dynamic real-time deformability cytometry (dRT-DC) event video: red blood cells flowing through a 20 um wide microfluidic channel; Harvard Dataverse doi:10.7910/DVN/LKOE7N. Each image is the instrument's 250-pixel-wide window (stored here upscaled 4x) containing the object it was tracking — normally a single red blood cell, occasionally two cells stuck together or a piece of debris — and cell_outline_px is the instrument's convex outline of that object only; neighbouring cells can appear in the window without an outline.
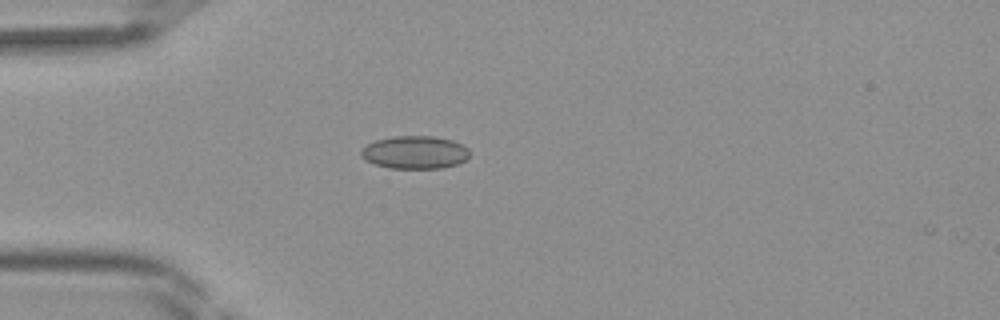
{"species": "Egyptian fruit bat (a non-hibernating species)", "species_latin": "Rousettus aegyptiacus", "temperature_condition": "room temperature", "stored_images_in_passage": 2, "camera_frame_rate_fps": 3000, "um_per_image_px": 0.085, "frame": {"image": 1, "passage_image": 1, "time_ms": 0.0, "image_size_px": [1000, 320], "cell_outline_px": [[468, 156], [464, 160], [456, 164], [440, 168], [392, 168], [376, 164], [360, 156], [360, 152], [368, 144], [376, 140], [392, 136], [432, 136], [452, 140], [468, 148]], "centroid_in_image_um": [35.26, 12.94], "position_along_channel_um": 49.7, "area_um2": 20.46}}